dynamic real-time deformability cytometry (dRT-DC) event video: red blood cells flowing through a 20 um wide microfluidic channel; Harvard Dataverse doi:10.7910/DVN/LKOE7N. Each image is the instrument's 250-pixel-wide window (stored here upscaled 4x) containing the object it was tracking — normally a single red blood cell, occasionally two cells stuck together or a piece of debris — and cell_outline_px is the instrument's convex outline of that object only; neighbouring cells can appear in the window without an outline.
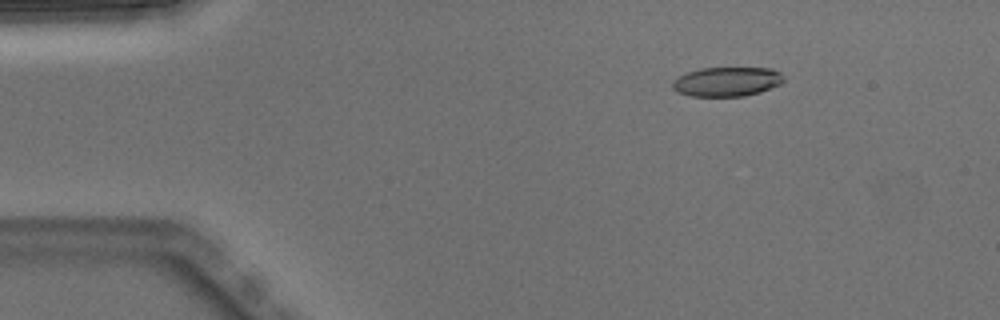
{"species": "Egyptian fruit bat (a non-hibernating species)", "species_latin": "Rousettus aegyptiacus", "temperature_condition": "warm", "stored_images_in_passage": 5, "segment_of_instrument_passage": [1, 2], "camera_frame_rate_fps": 3000, "um_per_image_px": 0.085, "animal": {"sex": "male"}, "frame": {"image": 1, "passage_image": 2, "time_ms": 0.333, "image_size_px": [1000, 320], "cell_outline_px": [[784, 80], [780, 84], [760, 92], [744, 96], [692, 96], [676, 92], [672, 88], [672, 80], [688, 72], [700, 68], [772, 68], [780, 72], [784, 76]], "centroid_in_image_um": [61.78, 6.94], "position_along_channel_um": 23.2, "area_um2": 19.07}}